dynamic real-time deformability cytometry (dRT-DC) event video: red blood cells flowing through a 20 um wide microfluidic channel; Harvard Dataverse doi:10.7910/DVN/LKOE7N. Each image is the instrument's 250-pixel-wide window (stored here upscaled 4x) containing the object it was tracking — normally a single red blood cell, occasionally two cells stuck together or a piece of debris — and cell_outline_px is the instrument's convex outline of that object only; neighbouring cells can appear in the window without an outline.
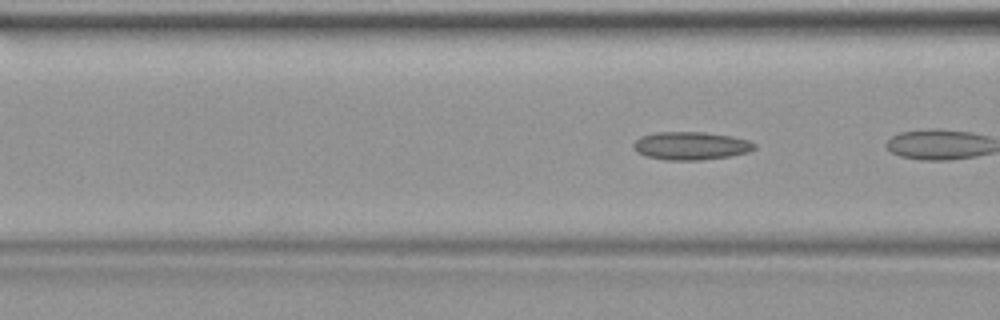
{"species": "common noctule bat (a hibernating species)", "species_latin": "Nyctalus noctula", "temperature_condition": "warm", "stored_images_in_passage": 3, "camera_frame_rate_fps": 3000, "um_per_image_px": 0.085, "animal": {"sex": "female", "body_mass_g": 19.9}, "frame": {"image": 1, "passage_image": 3, "time_ms": 0.667, "image_size_px": [1000, 320], "cell_outline_px": [[756, 148], [748, 152], [728, 156], [700, 160], [664, 160], [648, 156], [636, 152], [632, 148], [632, 144], [640, 136], [656, 132], [704, 132], [732, 136], [748, 140], [756, 144]], "centroid_in_image_um": [58.7, 12.39], "position_along_channel_um": 107.9, "area_um2": 19.83}}